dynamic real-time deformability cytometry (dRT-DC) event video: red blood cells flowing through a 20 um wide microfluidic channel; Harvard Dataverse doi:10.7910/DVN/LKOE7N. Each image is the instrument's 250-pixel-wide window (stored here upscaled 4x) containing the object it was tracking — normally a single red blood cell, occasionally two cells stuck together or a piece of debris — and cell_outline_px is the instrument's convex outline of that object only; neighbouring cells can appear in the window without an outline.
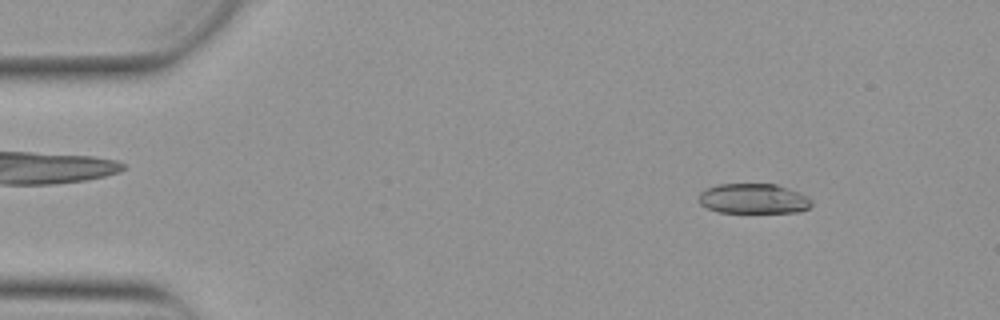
{"species": "Egyptian fruit bat (a non-hibernating species)", "species_latin": "Rousettus aegyptiacus", "temperature_condition": "warm", "stored_images_in_passage": 16, "camera_frame_rate_fps": 3000, "um_per_image_px": 0.085, "animal": {"sex": "female"}, "frame": {"image": 1, "passage_image": 6, "time_ms": 1.667, "image_size_px": [1000, 320], "cell_outline_px": [[812, 204], [808, 208], [800, 212], [720, 212], [708, 208], [700, 204], [700, 192], [716, 184], [776, 184], [800, 192], [808, 196], [812, 200]], "centroid_in_image_um": [64.08, 16.88], "position_along_channel_um": 20.9, "area_um2": 19.71}}
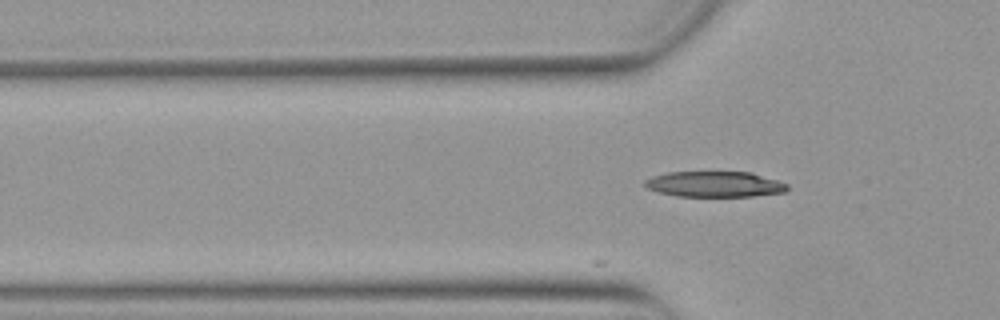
{"frame": {"image": 2, "passage_image": 16, "time_ms": 5.0, "image_size_px": [1000, 320], "cell_outline_px": [[788, 188], [784, 192], [752, 196], [676, 196], [660, 192], [648, 188], [644, 184], [644, 180], [652, 176], [668, 172], [752, 172], [788, 184]], "centroid_in_image_um": [60.74, 15.65], "position_along_channel_um": 65.1, "area_um2": 21.15}}